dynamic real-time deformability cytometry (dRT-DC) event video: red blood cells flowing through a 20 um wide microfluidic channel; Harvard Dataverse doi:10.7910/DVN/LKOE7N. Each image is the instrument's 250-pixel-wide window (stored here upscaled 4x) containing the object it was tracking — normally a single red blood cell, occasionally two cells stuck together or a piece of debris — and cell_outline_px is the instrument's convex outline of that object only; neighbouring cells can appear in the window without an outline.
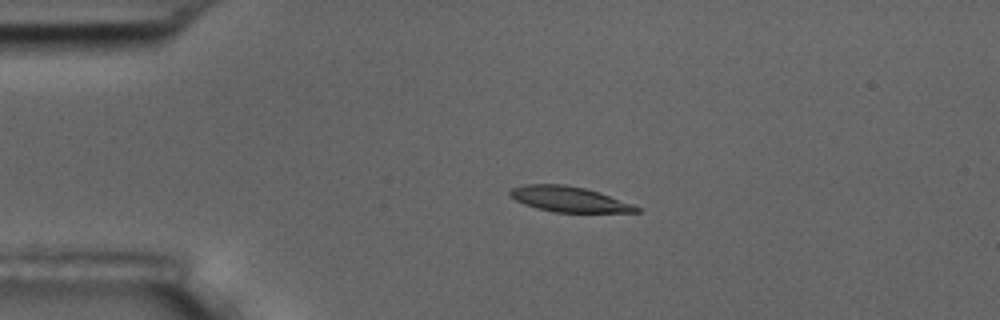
{"species": "common noctule bat (a hibernating species)", "species_latin": "Nyctalus noctula", "temperature_condition": "room temperature", "stored_images_in_passage": 4, "camera_frame_rate_fps": 3000, "um_per_image_px": 0.085, "animal": {"sex": "male", "body_mass_g": 17.5, "forearm_length_mm": 52.3}, "frame": {"image": 1, "passage_image": 3, "time_ms": 2.333, "image_size_px": [1000, 320], "cell_outline_px": [[640, 212], [556, 212], [536, 208], [524, 204], [508, 196], [508, 192], [512, 188], [524, 184], [564, 184], [584, 188], [600, 192], [632, 204], [640, 208]], "centroid_in_image_um": [48.33, 16.92], "position_along_channel_um": 36.7, "area_um2": 18.67}}